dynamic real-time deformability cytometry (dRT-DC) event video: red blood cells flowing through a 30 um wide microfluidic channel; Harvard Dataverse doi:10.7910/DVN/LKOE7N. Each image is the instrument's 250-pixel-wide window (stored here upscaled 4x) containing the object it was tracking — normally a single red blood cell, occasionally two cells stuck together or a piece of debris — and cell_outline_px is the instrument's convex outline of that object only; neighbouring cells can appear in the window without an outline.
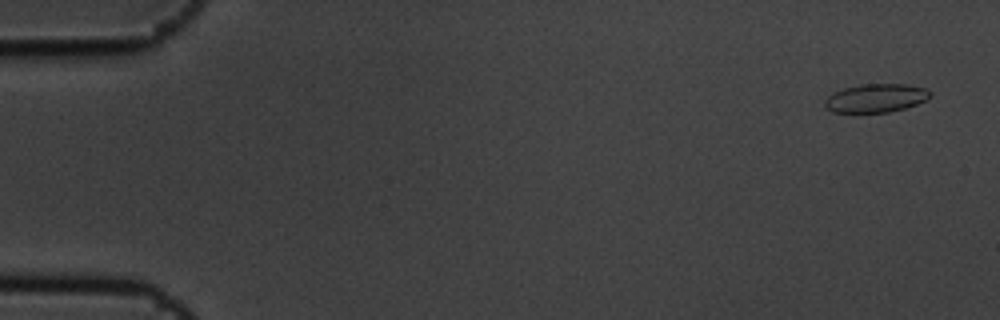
{"species": "common noctule bat (a hibernating species)", "species_latin": "Nyctalus noctula", "temperature_condition": "cold", "stored_images_in_passage": 5, "camera_frame_rate_fps": 3000, "um_per_image_px": 0.085, "animal": {"sex": "male", "body_mass_g": 19.5, "forearm_length_mm": 54.6}, "frame": {"image": 1, "passage_image": 1, "time_ms": 0.0, "image_size_px": [1000, 320], "cell_outline_px": [[932, 92], [924, 100], [916, 104], [904, 108], [888, 112], [832, 112], [824, 108], [824, 100], [832, 92], [844, 88], [860, 84], [908, 84], [924, 88]], "centroid_in_image_um": [74.38, 8.33], "position_along_channel_um": 10.6, "area_um2": 17.46}}
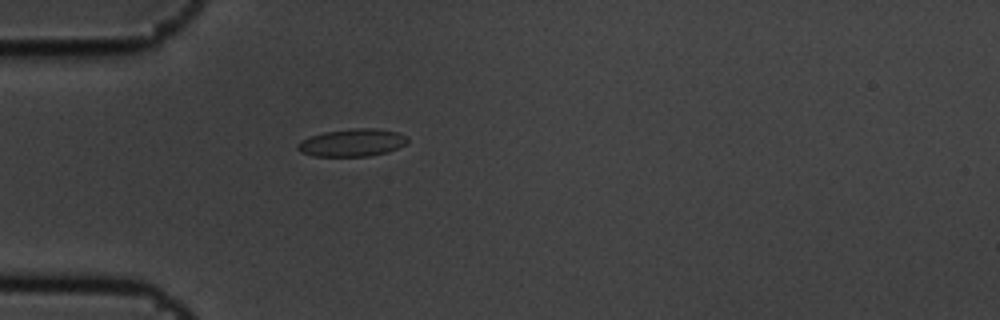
{"frame": {"image": 2, "passage_image": 5, "time_ms": 1.333, "image_size_px": [1000, 320], "cell_outline_px": [[408, 144], [388, 152], [368, 156], [312, 156], [300, 152], [296, 148], [296, 144], [300, 140], [308, 136], [324, 132], [352, 128], [376, 128], [396, 132], [408, 136]], "centroid_in_image_um": [29.92, 12.12], "position_along_channel_um": 55.1, "area_um2": 17.98}}